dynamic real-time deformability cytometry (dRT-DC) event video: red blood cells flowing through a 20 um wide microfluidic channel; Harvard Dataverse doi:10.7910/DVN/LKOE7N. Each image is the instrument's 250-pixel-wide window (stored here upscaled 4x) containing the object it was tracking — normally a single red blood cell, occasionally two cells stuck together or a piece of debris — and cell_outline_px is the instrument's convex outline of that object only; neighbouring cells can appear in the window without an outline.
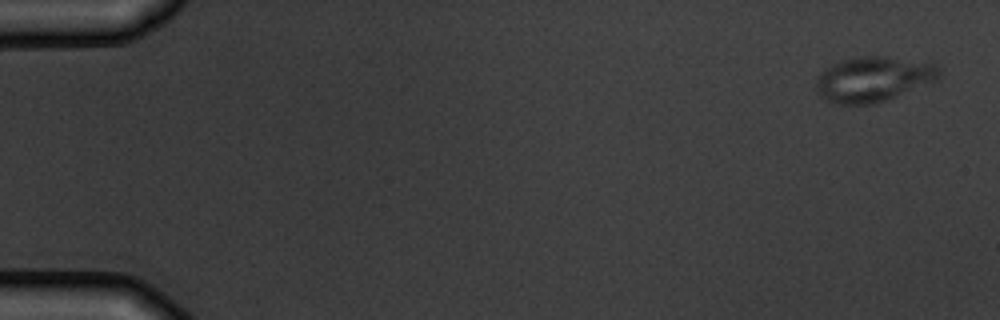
{"species": "common noctule bat (a hibernating species)", "species_latin": "Nyctalus noctula", "temperature_condition": "warm", "stored_images_in_passage": 5, "camera_frame_rate_fps": 3000, "um_per_image_px": 0.085, "animal": {"sex": "male", "body_mass_g": 19.5, "forearm_length_mm": 54.6}, "frame": {"image": 1, "passage_image": 1, "time_ms": 0.0, "image_size_px": [1000, 320], "cell_outline_px": [[940, 76], [936, 80], [884, 100], [872, 104], [840, 104], [828, 100], [820, 96], [816, 92], [816, 76], [820, 72], [844, 60], [860, 56], [888, 56], [932, 64], [940, 68]], "centroid_in_image_um": [74.19, 6.72], "position_along_channel_um": 10.8, "area_um2": 31.67}}